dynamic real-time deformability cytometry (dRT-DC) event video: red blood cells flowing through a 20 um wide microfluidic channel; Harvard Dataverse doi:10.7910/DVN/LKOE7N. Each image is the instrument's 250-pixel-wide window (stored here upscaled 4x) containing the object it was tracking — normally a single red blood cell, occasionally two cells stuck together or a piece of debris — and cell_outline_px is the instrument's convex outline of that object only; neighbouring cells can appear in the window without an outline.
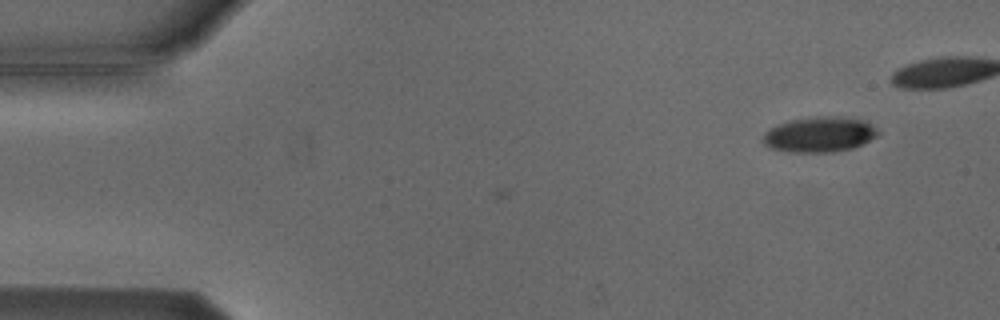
{"species": "Egyptian fruit bat (a non-hibernating species)", "species_latin": "Rousettus aegyptiacus", "temperature_condition": "cold", "stored_images_in_passage": 4, "camera_frame_rate_fps": 3000, "um_per_image_px": 0.085, "animal": {"sex": "male"}, "frame": {"image": 1, "passage_image": 4, "time_ms": 3.333, "image_size_px": [1000, 320], "cell_outline_px": [[880, 132], [876, 136], [864, 144], [852, 148], [832, 152], [792, 152], [772, 148], [764, 144], [764, 132], [780, 124], [792, 120], [816, 116], [832, 116], [860, 120], [876, 128]], "centroid_in_image_um": [69.67, 11.44], "position_along_channel_um": 15.3, "area_um2": 23.18}}